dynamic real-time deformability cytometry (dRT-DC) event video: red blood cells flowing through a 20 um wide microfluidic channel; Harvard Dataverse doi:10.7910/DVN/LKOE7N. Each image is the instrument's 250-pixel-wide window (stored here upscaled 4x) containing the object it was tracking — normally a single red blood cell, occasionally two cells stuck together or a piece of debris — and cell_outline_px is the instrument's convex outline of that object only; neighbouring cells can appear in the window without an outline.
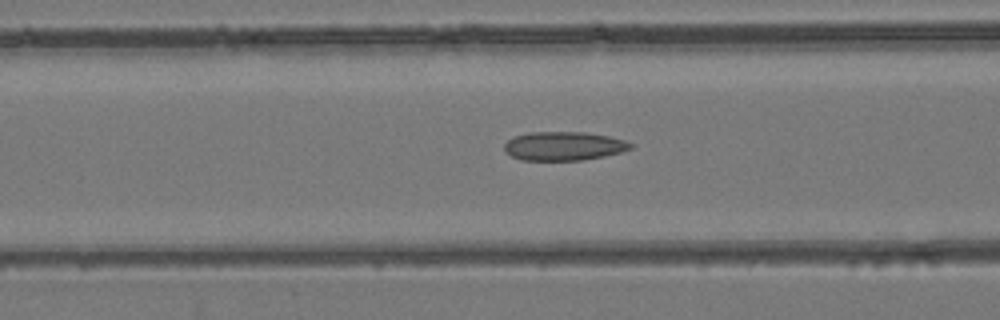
{"species": "common noctule bat (a hibernating species)", "species_latin": "Nyctalus noctula", "temperature_condition": "room temperature", "stored_images_in_passage": 50, "camera_frame_rate_fps": 3000, "um_per_image_px": 0.085, "animal": {"sex": "female", "body_mass_g": 24.6, "forearm_length_mm": 56.2}, "frame": {"image": 1, "passage_image": 21, "time_ms": 6.667, "image_size_px": [1000, 320], "cell_outline_px": [[632, 148], [620, 152], [604, 156], [580, 160], [520, 160], [504, 152], [504, 144], [512, 136], [532, 132], [584, 132], [608, 136], [624, 140], [632, 144]], "centroid_in_image_um": [47.87, 12.41], "position_along_channel_um": 118.7, "area_um2": 21.15}}
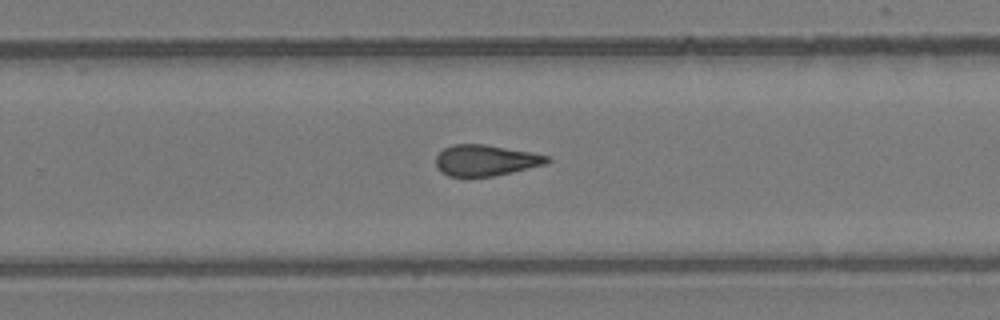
{"frame": {"image": 2, "passage_image": 33, "time_ms": 10.667, "image_size_px": [1000, 320], "cell_outline_px": [[552, 160], [548, 164], [512, 172], [492, 176], [448, 176], [440, 172], [436, 164], [436, 156], [444, 148], [452, 144], [484, 144], [532, 152], [548, 156]], "centroid_in_image_um": [41.3, 13.62], "position_along_channel_um": 288.5, "area_um2": 20.17}}
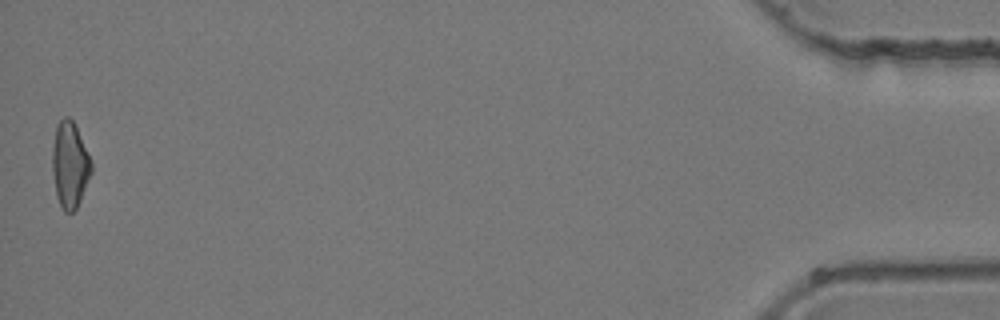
{"frame": {"image": 3, "passage_image": 50, "time_ms": 16.333, "image_size_px": [1000, 320], "cell_outline_px": [[92, 172], [80, 200], [76, 208], [72, 212], [64, 212], [56, 196], [52, 172], [52, 148], [56, 124], [64, 116], [68, 116], [72, 120], [76, 128], [92, 164]], "centroid_in_image_um": [5.91, 14.02], "position_along_channel_um": 429.3, "area_um2": 19.36}}